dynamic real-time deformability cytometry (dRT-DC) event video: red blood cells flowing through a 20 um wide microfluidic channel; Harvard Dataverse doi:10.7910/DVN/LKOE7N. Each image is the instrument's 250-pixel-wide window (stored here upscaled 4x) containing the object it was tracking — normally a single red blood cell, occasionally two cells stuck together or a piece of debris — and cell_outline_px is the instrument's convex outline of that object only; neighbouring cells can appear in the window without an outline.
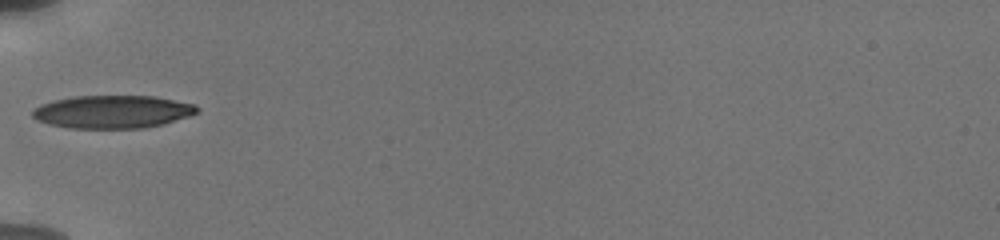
{"species": "human", "species_latin": "Homo sapiens", "temperature_condition": "cold", "stored_images_in_passage": 17, "camera_frame_rate_fps": 3000, "um_per_image_px": 0.085, "donor": {"sex": "male"}, "frame": {"image": 1, "passage_image": 1, "time_ms": 0.0, "image_size_px": [1000, 240], "cell_outline_px": [[200, 112], [164, 124], [144, 128], [68, 128], [36, 120], [32, 116], [32, 108], [40, 104], [52, 100], [76, 96], [156, 96], [196, 104], [200, 108]], "centroid_in_image_um": [9.58, 9.49], "position_along_channel_um": 75.4, "area_um2": 31.85}}
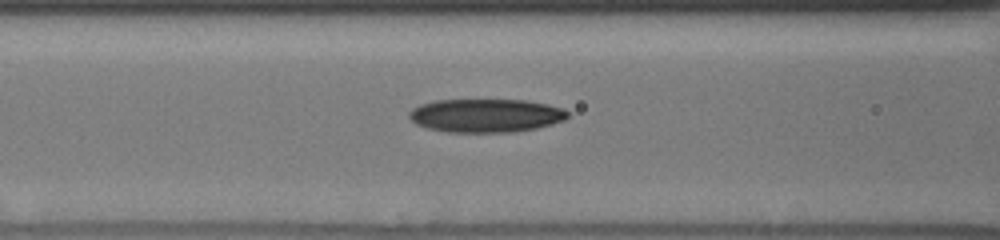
{"frame": {"image": 2, "passage_image": 8, "time_ms": 1.333, "image_size_px": [1000, 240], "cell_outline_px": [[568, 116], [564, 120], [552, 124], [536, 128], [512, 132], [448, 132], [428, 128], [416, 124], [408, 116], [408, 112], [412, 108], [420, 104], [436, 100], [524, 100], [548, 104], [564, 108], [568, 112]], "centroid_in_image_um": [41.29, 9.81], "position_along_channel_um": 125.3, "area_um2": 30.98}}
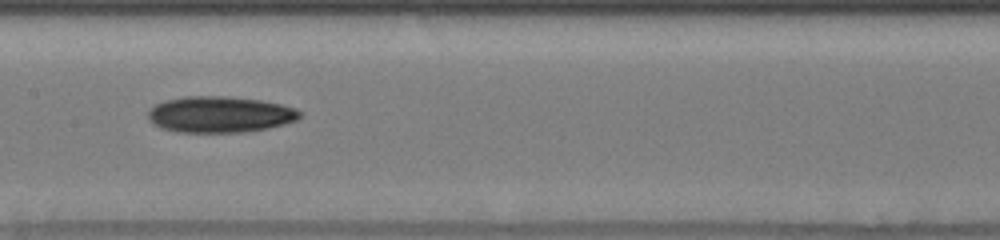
{"frame": {"image": 3, "passage_image": 16, "time_ms": 3.0, "image_size_px": [1000, 240], "cell_outline_px": [[304, 112], [296, 120], [284, 124], [268, 128], [244, 132], [180, 132], [160, 128], [152, 124], [148, 120], [148, 112], [156, 104], [164, 100], [184, 96], [228, 96], [260, 100], [280, 104], [296, 108]], "centroid_in_image_um": [18.68, 9.72], "position_along_channel_um": 188.7, "area_um2": 32.19}}